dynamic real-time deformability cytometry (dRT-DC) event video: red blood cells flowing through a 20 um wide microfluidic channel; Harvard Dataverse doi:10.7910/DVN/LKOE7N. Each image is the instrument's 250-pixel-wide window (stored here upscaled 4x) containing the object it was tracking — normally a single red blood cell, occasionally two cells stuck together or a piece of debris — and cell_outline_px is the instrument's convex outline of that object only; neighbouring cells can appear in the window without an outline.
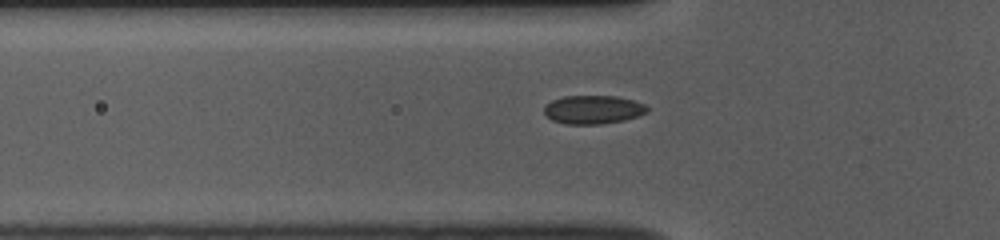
{"species": "common noctule bat (a hibernating species)", "species_latin": "Nyctalus noctula", "temperature_condition": "room temperature", "stored_images_in_passage": 38, "camera_frame_rate_fps": 3000, "um_per_image_px": 0.085, "animal": {"sex": "female", "body_mass_g": 10.0, "forearm_length_mm": 53.1}, "frame": {"image": 1, "passage_image": 2, "time_ms": 0.333, "image_size_px": [1000, 240], "cell_outline_px": [[648, 112], [640, 116], [624, 120], [600, 124], [564, 124], [552, 120], [544, 112], [544, 108], [552, 100], [564, 96], [616, 96], [632, 100], [644, 104], [648, 108]], "centroid_in_image_um": [50.43, 9.32], "position_along_channel_um": 75.4, "area_um2": 17.11}}
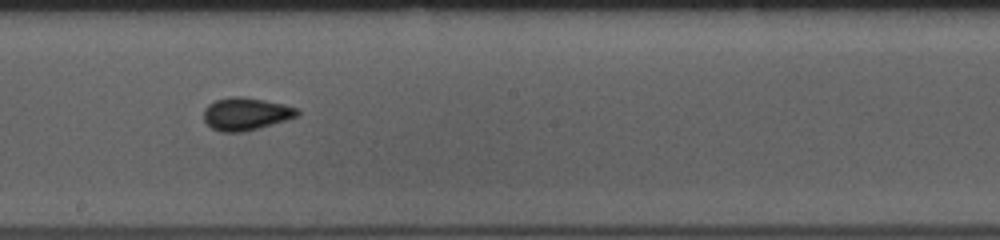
{"frame": {"image": 2, "passage_image": 14, "time_ms": 4.333, "image_size_px": [1000, 240], "cell_outline_px": [[300, 112], [296, 116], [260, 128], [244, 132], [220, 132], [212, 128], [204, 120], [204, 108], [208, 104], [216, 100], [232, 96], [244, 96], [284, 104], [300, 108]], "centroid_in_image_um": [20.89, 9.67], "position_along_channel_um": 227.3, "area_um2": 17.86}}
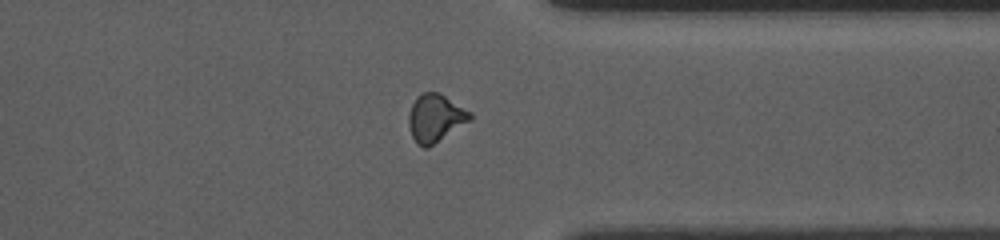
{"frame": {"image": 3, "passage_image": 26, "time_ms": 8.333, "image_size_px": [1000, 240], "cell_outline_px": [[472, 120], [428, 148], [424, 148], [416, 144], [412, 136], [408, 124], [408, 112], [416, 96], [420, 92], [440, 92], [472, 112]], "centroid_in_image_um": [37.01, 10.03], "position_along_channel_um": 374.4, "area_um2": 17.51}, "authors_computed_cell_mechanics": {"area_um2": 16.7909, "velocity_mm_per_s": 3.7689, "shape_relaxation_time_tau1_ms": 3.3957, "shape_relaxation_time_tau2_ms": 1.7227, "deformation_change_tau1": 0.0679, "deformation_change_tau2": 0.0532}}